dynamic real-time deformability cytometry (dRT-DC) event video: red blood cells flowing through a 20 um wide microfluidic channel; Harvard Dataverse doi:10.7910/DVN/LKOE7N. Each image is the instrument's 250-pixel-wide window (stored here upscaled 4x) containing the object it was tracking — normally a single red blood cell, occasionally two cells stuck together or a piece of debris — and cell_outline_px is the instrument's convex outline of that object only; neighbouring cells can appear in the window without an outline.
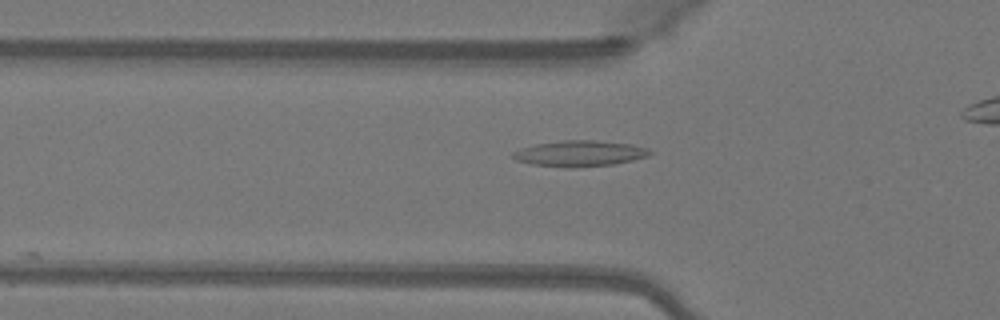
{"species": "Egyptian fruit bat (a non-hibernating species)", "species_latin": "Rousettus aegyptiacus", "temperature_condition": "warm", "stored_images_in_passage": 18, "camera_frame_rate_fps": 3000, "um_per_image_px": 0.085, "animal": {"sex": "female"}, "frame": {"image": 1, "passage_image": 7, "time_ms": 2.0, "image_size_px": [1000, 320], "cell_outline_px": [[652, 152], [648, 156], [632, 160], [612, 164], [572, 168], [568, 168], [532, 164], [516, 160], [512, 156], [512, 152], [520, 148], [536, 144], [564, 140], [592, 140], [632, 144], [648, 148]], "centroid_in_image_um": [49.26, 13.04], "position_along_channel_um": 76.5, "area_um2": 20.58}}
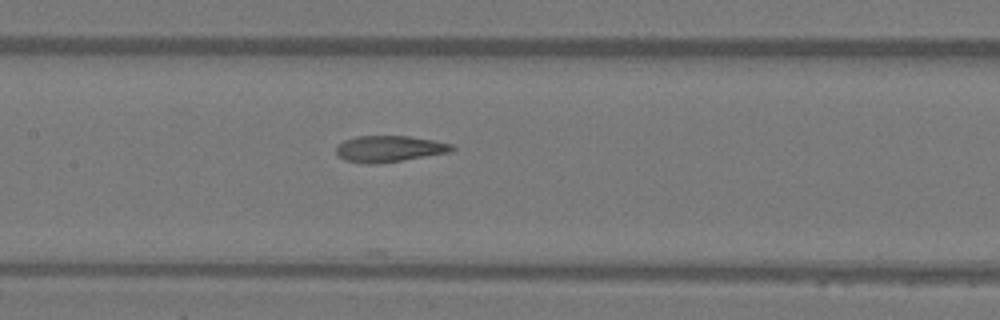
{"frame": {"image": 2, "passage_image": 14, "time_ms": 4.333, "image_size_px": [1000, 320], "cell_outline_px": [[456, 148], [452, 152], [404, 160], [376, 164], [368, 164], [344, 160], [336, 152], [336, 148], [344, 140], [356, 136], [408, 136], [432, 140], [452, 144]], "centroid_in_image_um": [33.11, 12.65], "position_along_channel_um": 174.3, "area_um2": 17.74}}
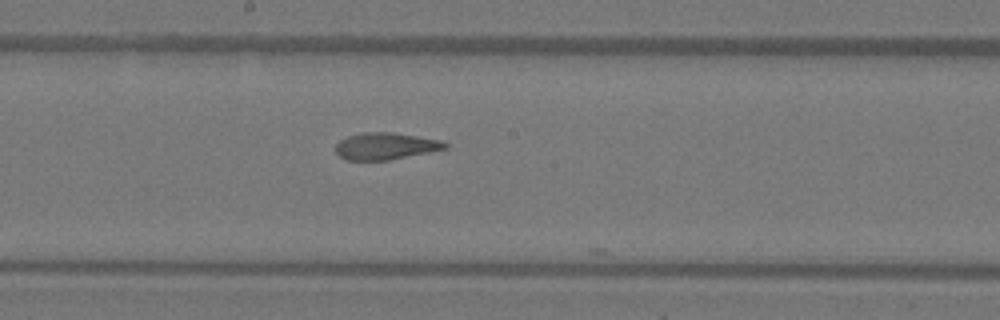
{"frame": {"image": 3, "passage_image": 17, "time_ms": 5.333, "image_size_px": [1000, 320], "cell_outline_px": [[448, 148], [388, 160], [348, 160], [340, 156], [336, 152], [336, 144], [340, 140], [348, 136], [364, 132], [392, 132], [440, 140], [448, 144]], "centroid_in_image_um": [32.76, 12.41], "position_along_channel_um": 215.4, "area_um2": 16.94}}